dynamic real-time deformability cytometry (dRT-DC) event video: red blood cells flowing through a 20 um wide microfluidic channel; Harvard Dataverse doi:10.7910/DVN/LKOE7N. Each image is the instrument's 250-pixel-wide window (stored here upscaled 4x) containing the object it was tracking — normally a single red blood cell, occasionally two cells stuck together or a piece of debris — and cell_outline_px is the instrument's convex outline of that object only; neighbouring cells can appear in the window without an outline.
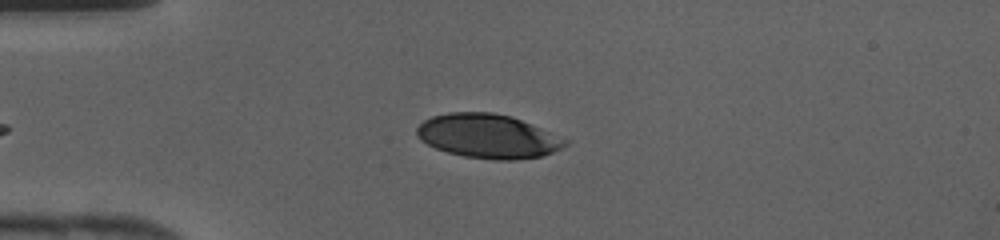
{"species": "human", "species_latin": "Homo sapiens", "temperature_condition": "cold", "stored_images_in_passage": 30, "camera_frame_rate_fps": 3000, "um_per_image_px": 0.085, "donor": {"sex": "female"}, "frame": {"image": 1, "passage_image": 2, "time_ms": 0.333, "image_size_px": [1000, 240], "cell_outline_px": [[568, 144], [544, 156], [516, 160], [496, 160], [464, 156], [448, 152], [436, 148], [420, 140], [416, 136], [416, 128], [424, 120], [432, 116], [448, 112], [492, 112], [512, 116], [568, 140]], "centroid_in_image_um": [41.46, 11.57], "position_along_channel_um": 43.5, "area_um2": 38.03}}
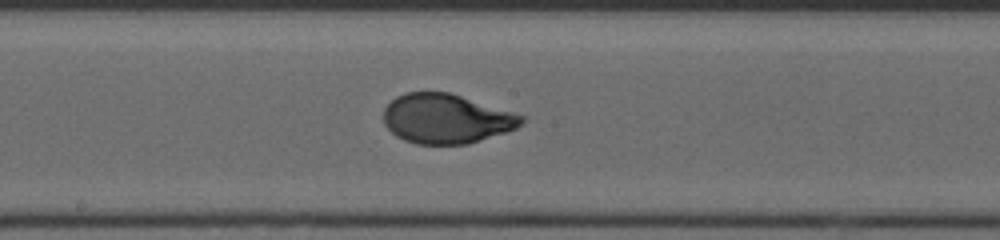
{"frame": {"image": 2, "passage_image": 14, "time_ms": 4.333, "image_size_px": [1000, 240], "cell_outline_px": [[524, 120], [516, 128], [468, 144], [416, 144], [404, 140], [396, 136], [384, 124], [384, 108], [396, 96], [404, 92], [448, 92], [524, 116]], "centroid_in_image_um": [37.88, 10.09], "position_along_channel_um": 210.3, "area_um2": 39.36}}
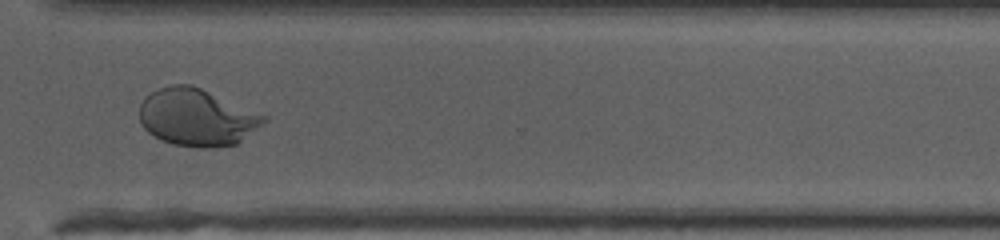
{"frame": {"image": 3, "passage_image": 23, "time_ms": 7.333, "image_size_px": [1000, 240], "cell_outline_px": [[268, 120], [264, 124], [236, 144], [212, 148], [200, 148], [172, 144], [160, 140], [148, 132], [140, 124], [140, 104], [144, 96], [160, 88], [172, 84], [192, 84], [268, 116]], "centroid_in_image_um": [16.73, 9.98], "position_along_channel_um": 353.9, "area_um2": 41.79}}